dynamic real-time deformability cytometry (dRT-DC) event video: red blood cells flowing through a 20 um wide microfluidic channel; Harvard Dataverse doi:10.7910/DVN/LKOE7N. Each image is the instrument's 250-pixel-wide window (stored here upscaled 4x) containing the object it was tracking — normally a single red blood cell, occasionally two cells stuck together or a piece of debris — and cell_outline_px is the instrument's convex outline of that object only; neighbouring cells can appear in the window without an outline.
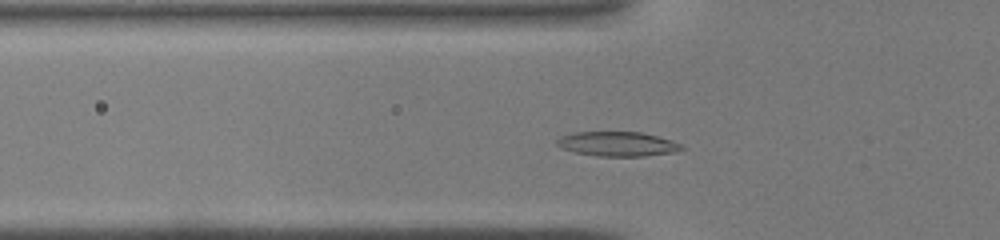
{"species": "common noctule bat (a hibernating species)", "species_latin": "Nyctalus noctula", "temperature_condition": "warm", "stored_images_in_passage": 34, "camera_frame_rate_fps": 3000, "um_per_image_px": 0.085, "animal": {"sex": "male", "body_mass_g": 19.0, "forearm_length_mm": 50.8}, "frame": {"image": 1, "passage_image": 5, "time_ms": 1.333, "image_size_px": [1000, 240], "cell_outline_px": [[688, 148], [676, 152], [644, 156], [600, 156], [576, 152], [560, 148], [556, 144], [556, 140], [560, 136], [572, 132], [640, 132], [672, 140], [684, 144]], "centroid_in_image_um": [52.53, 12.23], "position_along_channel_um": 73.3, "area_um2": 18.03}}
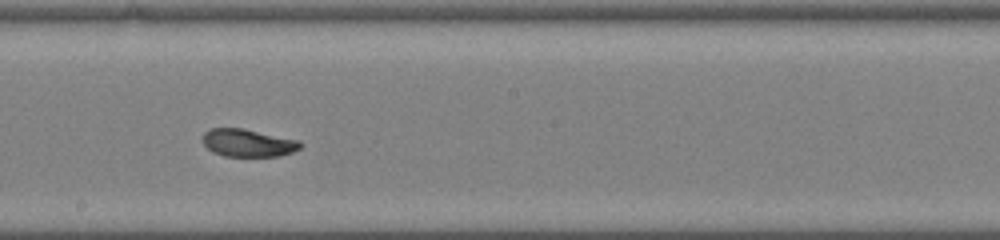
{"frame": {"image": 2, "passage_image": 15, "time_ms": 4.667, "image_size_px": [1000, 240], "cell_outline_px": [[304, 144], [300, 148], [292, 152], [280, 156], [224, 156], [212, 152], [204, 144], [204, 132], [212, 128], [244, 128], [300, 140]], "centroid_in_image_um": [21.12, 12.14], "position_along_channel_um": 227.1, "area_um2": 15.84}}
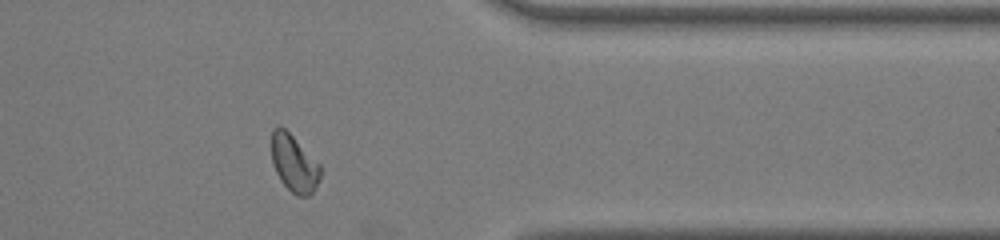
{"frame": {"image": 3, "passage_image": 26, "time_ms": 8.333, "image_size_px": [1000, 240], "cell_outline_px": [[320, 180], [316, 188], [308, 196], [296, 196], [280, 180], [272, 164], [272, 128], [284, 128], [320, 164]], "centroid_in_image_um": [25.0, 13.93], "position_along_channel_um": 386.4, "area_um2": 16.01}}